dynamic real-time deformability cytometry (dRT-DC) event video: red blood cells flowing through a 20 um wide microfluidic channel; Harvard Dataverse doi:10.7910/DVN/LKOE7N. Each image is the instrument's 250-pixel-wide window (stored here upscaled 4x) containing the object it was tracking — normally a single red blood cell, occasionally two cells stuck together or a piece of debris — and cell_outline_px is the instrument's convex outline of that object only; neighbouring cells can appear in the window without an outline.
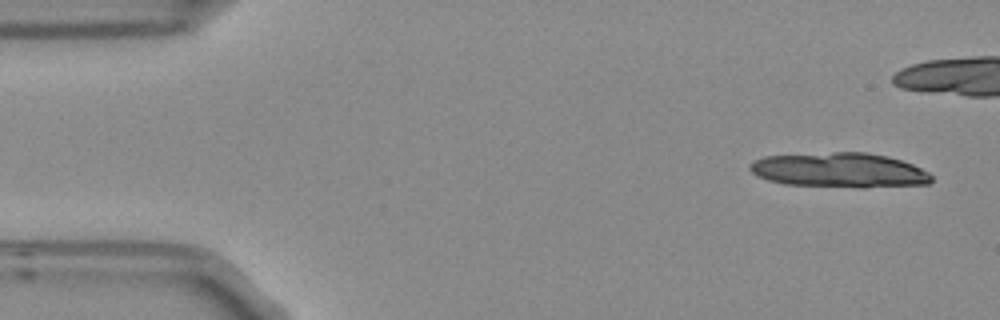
{"species": "Egyptian fruit bat (a non-hibernating species)", "species_latin": "Rousettus aegyptiacus", "temperature_condition": "room temperature", "stored_images_in_passage": 6, "camera_frame_rate_fps": 3000, "um_per_image_px": 0.085, "frame": {"image": 1, "passage_image": 1, "time_ms": 0.0, "image_size_px": [1000, 320], "cell_outline_px": [[932, 180], [928, 184], [864, 188], [860, 188], [784, 184], [768, 180], [756, 176], [748, 168], [748, 164], [752, 160], [764, 156], [832, 152], [868, 152], [888, 156], [912, 164], [928, 172], [932, 176]], "centroid_in_image_um": [71.33, 14.47], "position_along_channel_um": 13.7, "area_um2": 37.22}}